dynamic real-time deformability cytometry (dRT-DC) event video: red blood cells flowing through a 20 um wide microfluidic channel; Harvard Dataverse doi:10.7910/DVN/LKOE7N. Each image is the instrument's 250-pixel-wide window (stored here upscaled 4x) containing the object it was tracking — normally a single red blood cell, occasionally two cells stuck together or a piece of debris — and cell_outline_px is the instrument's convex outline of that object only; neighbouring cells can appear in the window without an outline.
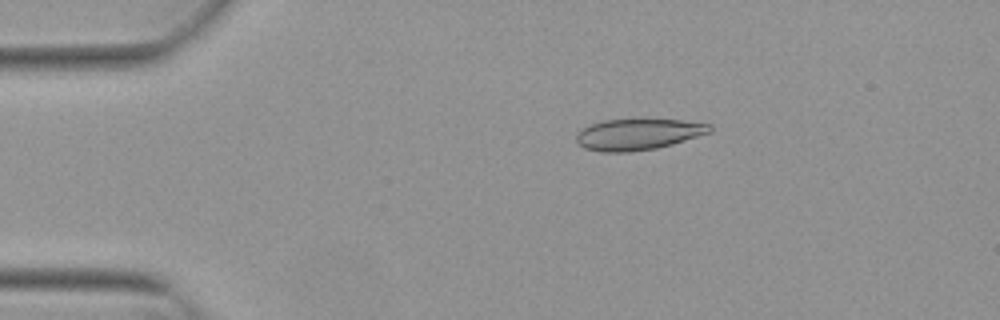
{"species": "Egyptian fruit bat (a non-hibernating species)", "species_latin": "Rousettus aegyptiacus", "temperature_condition": "warm", "stored_images_in_passage": 24, "camera_frame_rate_fps": 3000, "um_per_image_px": 0.085, "animal": {"sex": "female"}, "frame": {"image": 1, "passage_image": 6, "time_ms": 1.667, "image_size_px": [1000, 320], "cell_outline_px": [[712, 132], [672, 144], [656, 148], [628, 152], [600, 152], [584, 148], [576, 140], [576, 136], [584, 128], [592, 124], [604, 120], [680, 120], [712, 124]], "centroid_in_image_um": [54.27, 11.43], "position_along_channel_um": 30.7, "area_um2": 23.93}}
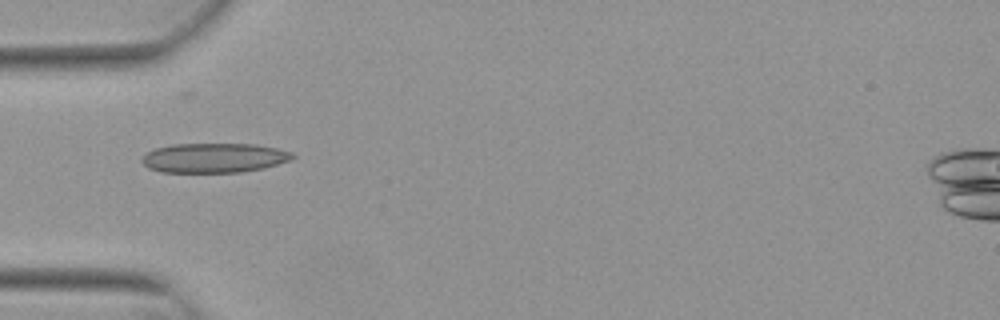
{"frame": {"image": 2, "passage_image": 13, "time_ms": 4.0, "image_size_px": [1000, 320], "cell_outline_px": [[296, 156], [288, 160], [264, 168], [240, 172], [160, 172], [148, 168], [140, 160], [144, 152], [156, 148], [172, 144], [252, 144], [276, 148], [292, 152]], "centroid_in_image_um": [18.13, 13.42], "position_along_channel_um": 66.9, "area_um2": 25.95}}
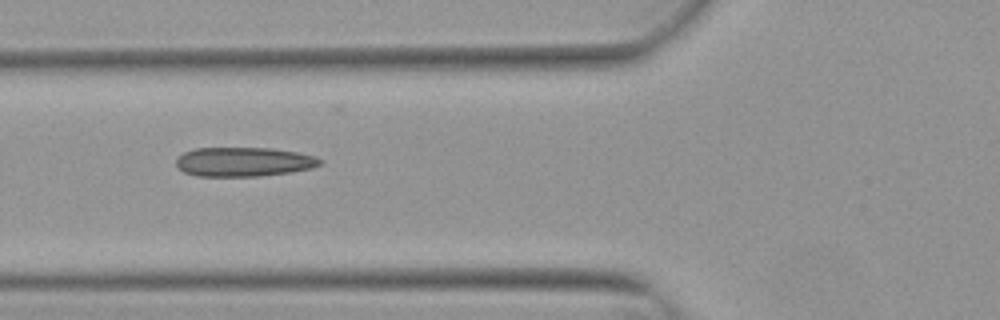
{"frame": {"image": 3, "passage_image": 16, "time_ms": 5.0, "image_size_px": [1000, 320], "cell_outline_px": [[324, 160], [320, 164], [312, 168], [288, 172], [260, 176], [196, 176], [184, 172], [176, 164], [176, 160], [184, 152], [196, 148], [272, 148], [296, 152], [316, 156]], "centroid_in_image_um": [20.73, 13.75], "position_along_channel_um": 105.1, "area_um2": 24.45}}